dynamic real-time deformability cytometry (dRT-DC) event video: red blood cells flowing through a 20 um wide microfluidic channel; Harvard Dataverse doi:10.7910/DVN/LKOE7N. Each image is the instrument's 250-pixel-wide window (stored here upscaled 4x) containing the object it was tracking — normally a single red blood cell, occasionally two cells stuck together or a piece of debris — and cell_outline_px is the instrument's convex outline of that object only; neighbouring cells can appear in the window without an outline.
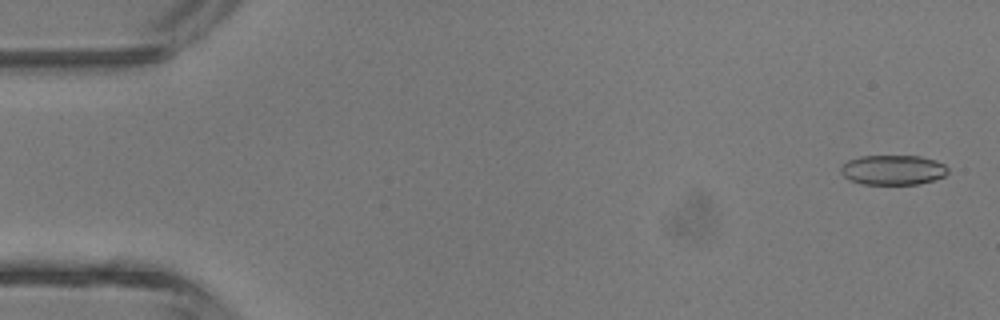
{"species": "common noctule bat (a hibernating species)", "species_latin": "Nyctalus noctula", "temperature_condition": "room temperature", "stored_images_in_passage": 4, "camera_frame_rate_fps": 3000, "um_per_image_px": 0.085, "animal": {"sex": "male", "body_mass_g": 13.3}, "frame": {"image": 1, "passage_image": 1, "time_ms": 0.0, "image_size_px": [1000, 320], "cell_outline_px": [[948, 172], [944, 176], [932, 180], [916, 184], [864, 184], [848, 180], [840, 172], [840, 168], [848, 160], [860, 156], [920, 156], [936, 160], [944, 164], [948, 168]], "centroid_in_image_um": [75.89, 14.44], "position_along_channel_um": 9.1, "area_um2": 18.61}}
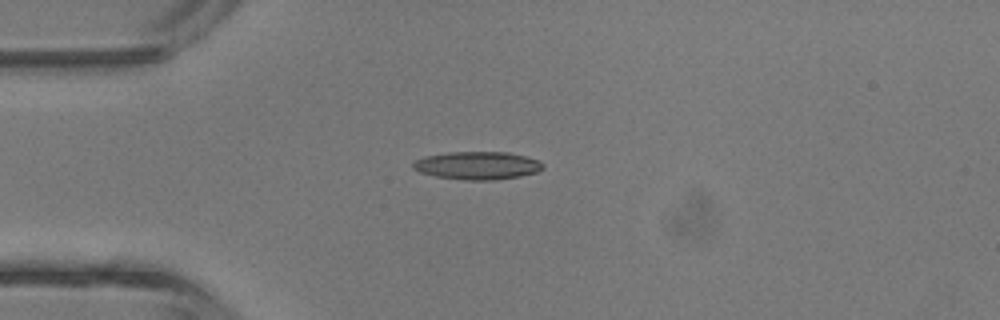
{"frame": {"image": 2, "passage_image": 4, "time_ms": 3.333, "image_size_px": [1000, 320], "cell_outline_px": [[544, 168], [536, 172], [520, 176], [492, 180], [464, 180], [436, 176], [420, 172], [412, 168], [412, 164], [416, 160], [424, 156], [448, 152], [508, 152], [524, 156], [536, 160], [544, 164]], "centroid_in_image_um": [40.56, 14.06], "position_along_channel_um": 44.4, "area_um2": 21.04}}